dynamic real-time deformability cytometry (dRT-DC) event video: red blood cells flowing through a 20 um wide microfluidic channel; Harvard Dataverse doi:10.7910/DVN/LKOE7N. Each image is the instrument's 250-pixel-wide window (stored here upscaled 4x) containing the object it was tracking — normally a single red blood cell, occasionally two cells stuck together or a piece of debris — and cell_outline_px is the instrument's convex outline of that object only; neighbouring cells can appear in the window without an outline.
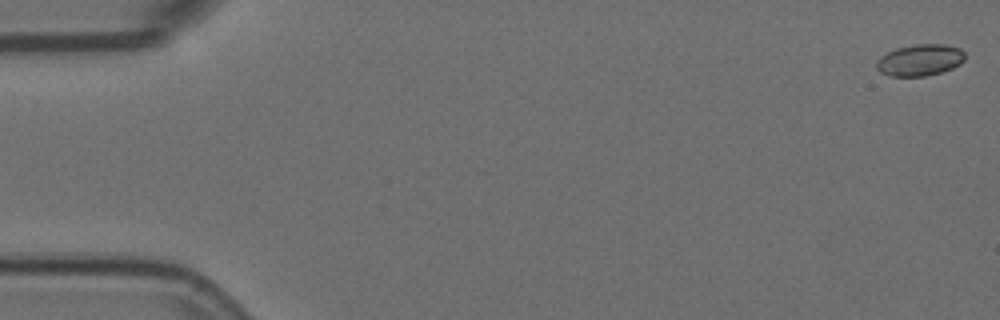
{"species": "Egyptian fruit bat (a non-hibernating species)", "species_latin": "Rousettus aegyptiacus", "temperature_condition": "room temperature", "stored_images_in_passage": 57, "camera_frame_rate_fps": 3000, "um_per_image_px": 0.085, "animal": {"sex": "female"}, "frame": {"image": 1, "passage_image": 1, "time_ms": 0.0, "image_size_px": [1000, 320], "cell_outline_px": [[964, 60], [960, 64], [952, 68], [940, 72], [924, 76], [888, 76], [880, 72], [876, 68], [876, 60], [880, 56], [896, 48], [916, 44], [944, 44], [960, 48], [964, 52]], "centroid_in_image_um": [78.17, 5.1], "position_along_channel_um": 6.8, "area_um2": 16.3}}
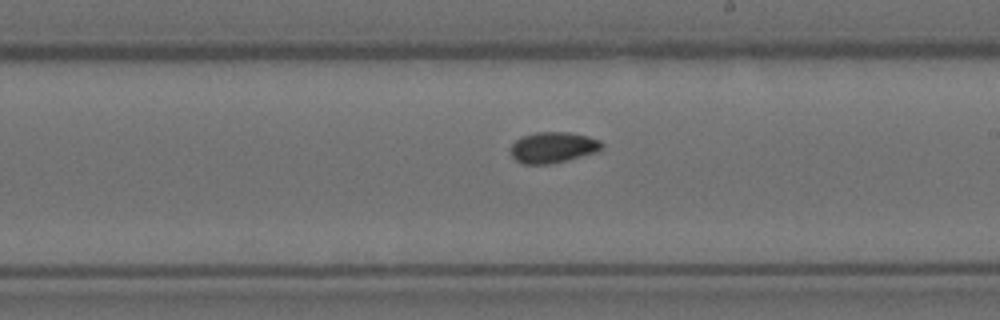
{"frame": {"image": 2, "passage_image": 33, "time_ms": 10.667, "image_size_px": [1000, 320], "cell_outline_px": [[604, 148], [596, 152], [552, 164], [524, 164], [516, 160], [512, 156], [508, 148], [520, 136], [536, 132], [568, 132], [588, 136], [600, 140], [604, 144]], "centroid_in_image_um": [46.99, 12.52], "position_along_channel_um": 242.0, "area_um2": 16.65}}
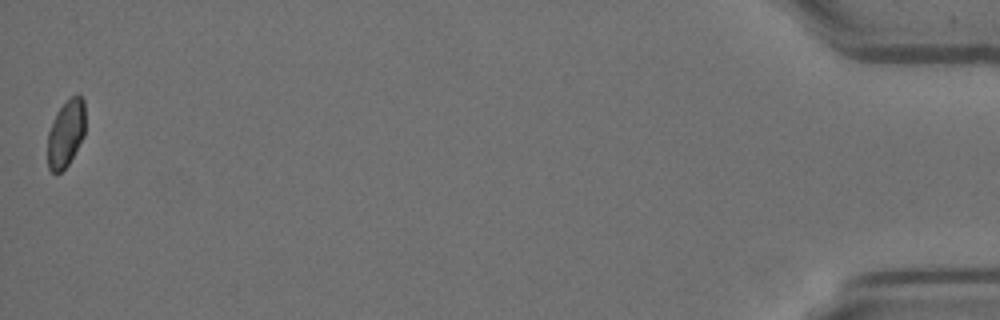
{"frame": {"image": 3, "passage_image": 57, "time_ms": 18.667, "image_size_px": [1000, 320], "cell_outline_px": [[84, 136], [68, 164], [56, 176], [48, 168], [48, 132], [52, 120], [56, 112], [76, 92], [84, 100]], "centroid_in_image_um": [5.59, 11.35], "position_along_channel_um": 429.6, "area_um2": 14.74}, "authors_computed_cell_mechanics": {"area_um2": 15.895, "velocity_mm_per_s": 3.5722, "shape_relaxation_time_tau1_ms": null, "shape_relaxation_time_tau2_ms": 11.2697, "deformation_change_tau1": null, "deformation_change_tau2": 0.0731}}